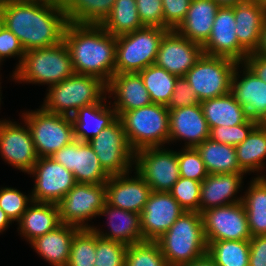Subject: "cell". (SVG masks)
Listing matches in <instances>:
<instances>
[{
    "mask_svg": "<svg viewBox=\"0 0 266 266\" xmlns=\"http://www.w3.org/2000/svg\"><path fill=\"white\" fill-rule=\"evenodd\" d=\"M3 25L25 51L58 45L69 23L62 3L9 0L1 5Z\"/></svg>",
    "mask_w": 266,
    "mask_h": 266,
    "instance_id": "1",
    "label": "cell"
},
{
    "mask_svg": "<svg viewBox=\"0 0 266 266\" xmlns=\"http://www.w3.org/2000/svg\"><path fill=\"white\" fill-rule=\"evenodd\" d=\"M63 41L69 49L75 74L93 76L109 83L115 74V36L100 24L69 22Z\"/></svg>",
    "mask_w": 266,
    "mask_h": 266,
    "instance_id": "2",
    "label": "cell"
},
{
    "mask_svg": "<svg viewBox=\"0 0 266 266\" xmlns=\"http://www.w3.org/2000/svg\"><path fill=\"white\" fill-rule=\"evenodd\" d=\"M168 266H183L207 254L202 215L185 211L157 241Z\"/></svg>",
    "mask_w": 266,
    "mask_h": 266,
    "instance_id": "3",
    "label": "cell"
},
{
    "mask_svg": "<svg viewBox=\"0 0 266 266\" xmlns=\"http://www.w3.org/2000/svg\"><path fill=\"white\" fill-rule=\"evenodd\" d=\"M74 74L69 49L64 41L47 48L25 51L20 65L10 76L18 83L58 84Z\"/></svg>",
    "mask_w": 266,
    "mask_h": 266,
    "instance_id": "4",
    "label": "cell"
},
{
    "mask_svg": "<svg viewBox=\"0 0 266 266\" xmlns=\"http://www.w3.org/2000/svg\"><path fill=\"white\" fill-rule=\"evenodd\" d=\"M47 91L41 107L71 117L78 109L103 101L107 97V84L99 78L74 73L47 87Z\"/></svg>",
    "mask_w": 266,
    "mask_h": 266,
    "instance_id": "5",
    "label": "cell"
},
{
    "mask_svg": "<svg viewBox=\"0 0 266 266\" xmlns=\"http://www.w3.org/2000/svg\"><path fill=\"white\" fill-rule=\"evenodd\" d=\"M130 147L137 151L146 147L166 146L169 140V109L151 103L124 112L119 117Z\"/></svg>",
    "mask_w": 266,
    "mask_h": 266,
    "instance_id": "6",
    "label": "cell"
},
{
    "mask_svg": "<svg viewBox=\"0 0 266 266\" xmlns=\"http://www.w3.org/2000/svg\"><path fill=\"white\" fill-rule=\"evenodd\" d=\"M168 29L143 26L116 37L115 73H139L155 63Z\"/></svg>",
    "mask_w": 266,
    "mask_h": 266,
    "instance_id": "7",
    "label": "cell"
},
{
    "mask_svg": "<svg viewBox=\"0 0 266 266\" xmlns=\"http://www.w3.org/2000/svg\"><path fill=\"white\" fill-rule=\"evenodd\" d=\"M21 118L30 130L38 157H51L75 140L70 116L50 113L40 107L24 111Z\"/></svg>",
    "mask_w": 266,
    "mask_h": 266,
    "instance_id": "8",
    "label": "cell"
},
{
    "mask_svg": "<svg viewBox=\"0 0 266 266\" xmlns=\"http://www.w3.org/2000/svg\"><path fill=\"white\" fill-rule=\"evenodd\" d=\"M237 64L229 58L202 54L184 77L201 102L230 92Z\"/></svg>",
    "mask_w": 266,
    "mask_h": 266,
    "instance_id": "9",
    "label": "cell"
},
{
    "mask_svg": "<svg viewBox=\"0 0 266 266\" xmlns=\"http://www.w3.org/2000/svg\"><path fill=\"white\" fill-rule=\"evenodd\" d=\"M151 191L169 192L180 177L177 150L165 146L135 151L134 167Z\"/></svg>",
    "mask_w": 266,
    "mask_h": 266,
    "instance_id": "10",
    "label": "cell"
},
{
    "mask_svg": "<svg viewBox=\"0 0 266 266\" xmlns=\"http://www.w3.org/2000/svg\"><path fill=\"white\" fill-rule=\"evenodd\" d=\"M88 143L110 176L134 171L135 151L128 143L119 117Z\"/></svg>",
    "mask_w": 266,
    "mask_h": 266,
    "instance_id": "11",
    "label": "cell"
},
{
    "mask_svg": "<svg viewBox=\"0 0 266 266\" xmlns=\"http://www.w3.org/2000/svg\"><path fill=\"white\" fill-rule=\"evenodd\" d=\"M105 203V184L76 183L58 203L61 224L91 228Z\"/></svg>",
    "mask_w": 266,
    "mask_h": 266,
    "instance_id": "12",
    "label": "cell"
},
{
    "mask_svg": "<svg viewBox=\"0 0 266 266\" xmlns=\"http://www.w3.org/2000/svg\"><path fill=\"white\" fill-rule=\"evenodd\" d=\"M201 215L206 242L252 238L243 202L210 208Z\"/></svg>",
    "mask_w": 266,
    "mask_h": 266,
    "instance_id": "13",
    "label": "cell"
},
{
    "mask_svg": "<svg viewBox=\"0 0 266 266\" xmlns=\"http://www.w3.org/2000/svg\"><path fill=\"white\" fill-rule=\"evenodd\" d=\"M28 174L35 178L31 190L35 202L58 204L77 183L73 173L51 157H39Z\"/></svg>",
    "mask_w": 266,
    "mask_h": 266,
    "instance_id": "14",
    "label": "cell"
},
{
    "mask_svg": "<svg viewBox=\"0 0 266 266\" xmlns=\"http://www.w3.org/2000/svg\"><path fill=\"white\" fill-rule=\"evenodd\" d=\"M22 120L23 123L10 119L0 121V156L5 163L28 174L39 157L30 130Z\"/></svg>",
    "mask_w": 266,
    "mask_h": 266,
    "instance_id": "15",
    "label": "cell"
},
{
    "mask_svg": "<svg viewBox=\"0 0 266 266\" xmlns=\"http://www.w3.org/2000/svg\"><path fill=\"white\" fill-rule=\"evenodd\" d=\"M51 158L71 171L77 183L105 184L110 178L88 142L75 139Z\"/></svg>",
    "mask_w": 266,
    "mask_h": 266,
    "instance_id": "16",
    "label": "cell"
},
{
    "mask_svg": "<svg viewBox=\"0 0 266 266\" xmlns=\"http://www.w3.org/2000/svg\"><path fill=\"white\" fill-rule=\"evenodd\" d=\"M184 212L169 192L152 191L140 213L144 241H157Z\"/></svg>",
    "mask_w": 266,
    "mask_h": 266,
    "instance_id": "17",
    "label": "cell"
},
{
    "mask_svg": "<svg viewBox=\"0 0 266 266\" xmlns=\"http://www.w3.org/2000/svg\"><path fill=\"white\" fill-rule=\"evenodd\" d=\"M235 25L234 6L219 7L211 35L202 46L203 54L243 63L249 53L238 43Z\"/></svg>",
    "mask_w": 266,
    "mask_h": 266,
    "instance_id": "18",
    "label": "cell"
},
{
    "mask_svg": "<svg viewBox=\"0 0 266 266\" xmlns=\"http://www.w3.org/2000/svg\"><path fill=\"white\" fill-rule=\"evenodd\" d=\"M202 54L200 44L181 36L176 30H169L160 43L154 64L177 77H182Z\"/></svg>",
    "mask_w": 266,
    "mask_h": 266,
    "instance_id": "19",
    "label": "cell"
},
{
    "mask_svg": "<svg viewBox=\"0 0 266 266\" xmlns=\"http://www.w3.org/2000/svg\"><path fill=\"white\" fill-rule=\"evenodd\" d=\"M230 93L245 109L249 119L261 123L266 118V82L244 63H238L234 70Z\"/></svg>",
    "mask_w": 266,
    "mask_h": 266,
    "instance_id": "20",
    "label": "cell"
},
{
    "mask_svg": "<svg viewBox=\"0 0 266 266\" xmlns=\"http://www.w3.org/2000/svg\"><path fill=\"white\" fill-rule=\"evenodd\" d=\"M130 174V176H129ZM112 175L105 183L106 203L123 210L140 214L148 200L151 188L135 171Z\"/></svg>",
    "mask_w": 266,
    "mask_h": 266,
    "instance_id": "21",
    "label": "cell"
},
{
    "mask_svg": "<svg viewBox=\"0 0 266 266\" xmlns=\"http://www.w3.org/2000/svg\"><path fill=\"white\" fill-rule=\"evenodd\" d=\"M210 136V129L199 104L169 109L168 145L184 141V148L196 147Z\"/></svg>",
    "mask_w": 266,
    "mask_h": 266,
    "instance_id": "22",
    "label": "cell"
},
{
    "mask_svg": "<svg viewBox=\"0 0 266 266\" xmlns=\"http://www.w3.org/2000/svg\"><path fill=\"white\" fill-rule=\"evenodd\" d=\"M108 98L120 117L124 112L152 103L139 73H115L107 84Z\"/></svg>",
    "mask_w": 266,
    "mask_h": 266,
    "instance_id": "23",
    "label": "cell"
},
{
    "mask_svg": "<svg viewBox=\"0 0 266 266\" xmlns=\"http://www.w3.org/2000/svg\"><path fill=\"white\" fill-rule=\"evenodd\" d=\"M245 174H209L200 187V214L210 208L242 202L243 196L237 194L243 188Z\"/></svg>",
    "mask_w": 266,
    "mask_h": 266,
    "instance_id": "24",
    "label": "cell"
},
{
    "mask_svg": "<svg viewBox=\"0 0 266 266\" xmlns=\"http://www.w3.org/2000/svg\"><path fill=\"white\" fill-rule=\"evenodd\" d=\"M98 216H106L109 219L106 223L109 228L108 232L91 225V229L99 237L127 246L144 241L140 227V214L105 203Z\"/></svg>",
    "mask_w": 266,
    "mask_h": 266,
    "instance_id": "25",
    "label": "cell"
},
{
    "mask_svg": "<svg viewBox=\"0 0 266 266\" xmlns=\"http://www.w3.org/2000/svg\"><path fill=\"white\" fill-rule=\"evenodd\" d=\"M111 102L106 97L101 102L78 109L71 116L76 140L89 142L118 118Z\"/></svg>",
    "mask_w": 266,
    "mask_h": 266,
    "instance_id": "26",
    "label": "cell"
},
{
    "mask_svg": "<svg viewBox=\"0 0 266 266\" xmlns=\"http://www.w3.org/2000/svg\"><path fill=\"white\" fill-rule=\"evenodd\" d=\"M266 15V7L255 0H245L234 6L238 43L248 52L256 51Z\"/></svg>",
    "mask_w": 266,
    "mask_h": 266,
    "instance_id": "27",
    "label": "cell"
},
{
    "mask_svg": "<svg viewBox=\"0 0 266 266\" xmlns=\"http://www.w3.org/2000/svg\"><path fill=\"white\" fill-rule=\"evenodd\" d=\"M79 229L74 225L61 224L55 230L36 237L29 244L51 266H67L71 244Z\"/></svg>",
    "mask_w": 266,
    "mask_h": 266,
    "instance_id": "28",
    "label": "cell"
},
{
    "mask_svg": "<svg viewBox=\"0 0 266 266\" xmlns=\"http://www.w3.org/2000/svg\"><path fill=\"white\" fill-rule=\"evenodd\" d=\"M219 6L213 0H192L184 21L176 31L203 46L211 35Z\"/></svg>",
    "mask_w": 266,
    "mask_h": 266,
    "instance_id": "29",
    "label": "cell"
},
{
    "mask_svg": "<svg viewBox=\"0 0 266 266\" xmlns=\"http://www.w3.org/2000/svg\"><path fill=\"white\" fill-rule=\"evenodd\" d=\"M17 224L20 236L30 243L61 225L58 204L33 201Z\"/></svg>",
    "mask_w": 266,
    "mask_h": 266,
    "instance_id": "30",
    "label": "cell"
},
{
    "mask_svg": "<svg viewBox=\"0 0 266 266\" xmlns=\"http://www.w3.org/2000/svg\"><path fill=\"white\" fill-rule=\"evenodd\" d=\"M236 155L238 164L246 175L257 172V177H266L262 173L266 168V126L258 123L247 138L236 146Z\"/></svg>",
    "mask_w": 266,
    "mask_h": 266,
    "instance_id": "31",
    "label": "cell"
},
{
    "mask_svg": "<svg viewBox=\"0 0 266 266\" xmlns=\"http://www.w3.org/2000/svg\"><path fill=\"white\" fill-rule=\"evenodd\" d=\"M209 129L218 126H234L243 124L248 116L245 109L229 92L223 96L200 102Z\"/></svg>",
    "mask_w": 266,
    "mask_h": 266,
    "instance_id": "32",
    "label": "cell"
},
{
    "mask_svg": "<svg viewBox=\"0 0 266 266\" xmlns=\"http://www.w3.org/2000/svg\"><path fill=\"white\" fill-rule=\"evenodd\" d=\"M195 148L209 174L245 173L238 164L235 146L208 138Z\"/></svg>",
    "mask_w": 266,
    "mask_h": 266,
    "instance_id": "33",
    "label": "cell"
},
{
    "mask_svg": "<svg viewBox=\"0 0 266 266\" xmlns=\"http://www.w3.org/2000/svg\"><path fill=\"white\" fill-rule=\"evenodd\" d=\"M243 196L251 236L266 235V177H253Z\"/></svg>",
    "mask_w": 266,
    "mask_h": 266,
    "instance_id": "34",
    "label": "cell"
},
{
    "mask_svg": "<svg viewBox=\"0 0 266 266\" xmlns=\"http://www.w3.org/2000/svg\"><path fill=\"white\" fill-rule=\"evenodd\" d=\"M114 4L115 0H62L67 21L77 24H101Z\"/></svg>",
    "mask_w": 266,
    "mask_h": 266,
    "instance_id": "35",
    "label": "cell"
},
{
    "mask_svg": "<svg viewBox=\"0 0 266 266\" xmlns=\"http://www.w3.org/2000/svg\"><path fill=\"white\" fill-rule=\"evenodd\" d=\"M100 25L115 37L142 28L136 0H115L112 11Z\"/></svg>",
    "mask_w": 266,
    "mask_h": 266,
    "instance_id": "36",
    "label": "cell"
},
{
    "mask_svg": "<svg viewBox=\"0 0 266 266\" xmlns=\"http://www.w3.org/2000/svg\"><path fill=\"white\" fill-rule=\"evenodd\" d=\"M207 254L217 266H249L250 244L242 240L207 242Z\"/></svg>",
    "mask_w": 266,
    "mask_h": 266,
    "instance_id": "37",
    "label": "cell"
},
{
    "mask_svg": "<svg viewBox=\"0 0 266 266\" xmlns=\"http://www.w3.org/2000/svg\"><path fill=\"white\" fill-rule=\"evenodd\" d=\"M139 74L152 103L168 106L178 77L155 64L141 70Z\"/></svg>",
    "mask_w": 266,
    "mask_h": 266,
    "instance_id": "38",
    "label": "cell"
},
{
    "mask_svg": "<svg viewBox=\"0 0 266 266\" xmlns=\"http://www.w3.org/2000/svg\"><path fill=\"white\" fill-rule=\"evenodd\" d=\"M96 233L91 228L79 229L73 238L67 266H94Z\"/></svg>",
    "mask_w": 266,
    "mask_h": 266,
    "instance_id": "39",
    "label": "cell"
},
{
    "mask_svg": "<svg viewBox=\"0 0 266 266\" xmlns=\"http://www.w3.org/2000/svg\"><path fill=\"white\" fill-rule=\"evenodd\" d=\"M125 266H168L156 241L127 246Z\"/></svg>",
    "mask_w": 266,
    "mask_h": 266,
    "instance_id": "40",
    "label": "cell"
},
{
    "mask_svg": "<svg viewBox=\"0 0 266 266\" xmlns=\"http://www.w3.org/2000/svg\"><path fill=\"white\" fill-rule=\"evenodd\" d=\"M201 183L192 179L179 177L169 193L185 211L200 213Z\"/></svg>",
    "mask_w": 266,
    "mask_h": 266,
    "instance_id": "41",
    "label": "cell"
},
{
    "mask_svg": "<svg viewBox=\"0 0 266 266\" xmlns=\"http://www.w3.org/2000/svg\"><path fill=\"white\" fill-rule=\"evenodd\" d=\"M29 194L25 195L13 187L5 186L0 188V208L13 223L14 221L17 223L20 221L28 206L33 202L32 195L31 193Z\"/></svg>",
    "mask_w": 266,
    "mask_h": 266,
    "instance_id": "42",
    "label": "cell"
},
{
    "mask_svg": "<svg viewBox=\"0 0 266 266\" xmlns=\"http://www.w3.org/2000/svg\"><path fill=\"white\" fill-rule=\"evenodd\" d=\"M127 245L107 240L96 234V257L94 266H125Z\"/></svg>",
    "mask_w": 266,
    "mask_h": 266,
    "instance_id": "43",
    "label": "cell"
},
{
    "mask_svg": "<svg viewBox=\"0 0 266 266\" xmlns=\"http://www.w3.org/2000/svg\"><path fill=\"white\" fill-rule=\"evenodd\" d=\"M177 157L180 177L202 182L209 175L196 148L183 147L177 151Z\"/></svg>",
    "mask_w": 266,
    "mask_h": 266,
    "instance_id": "44",
    "label": "cell"
},
{
    "mask_svg": "<svg viewBox=\"0 0 266 266\" xmlns=\"http://www.w3.org/2000/svg\"><path fill=\"white\" fill-rule=\"evenodd\" d=\"M258 124L256 120L247 119L243 124L234 126H218L210 129L209 138L227 145L237 146L243 142L251 130Z\"/></svg>",
    "mask_w": 266,
    "mask_h": 266,
    "instance_id": "45",
    "label": "cell"
},
{
    "mask_svg": "<svg viewBox=\"0 0 266 266\" xmlns=\"http://www.w3.org/2000/svg\"><path fill=\"white\" fill-rule=\"evenodd\" d=\"M192 0H162L164 29L176 30L184 21Z\"/></svg>",
    "mask_w": 266,
    "mask_h": 266,
    "instance_id": "46",
    "label": "cell"
},
{
    "mask_svg": "<svg viewBox=\"0 0 266 266\" xmlns=\"http://www.w3.org/2000/svg\"><path fill=\"white\" fill-rule=\"evenodd\" d=\"M136 5L143 26L164 29L162 0H136Z\"/></svg>",
    "mask_w": 266,
    "mask_h": 266,
    "instance_id": "47",
    "label": "cell"
},
{
    "mask_svg": "<svg viewBox=\"0 0 266 266\" xmlns=\"http://www.w3.org/2000/svg\"><path fill=\"white\" fill-rule=\"evenodd\" d=\"M24 54L25 50L17 36L2 25L0 28V65L3 64V61H5L6 58L17 57V59H19L15 67L16 69L20 65Z\"/></svg>",
    "mask_w": 266,
    "mask_h": 266,
    "instance_id": "48",
    "label": "cell"
},
{
    "mask_svg": "<svg viewBox=\"0 0 266 266\" xmlns=\"http://www.w3.org/2000/svg\"><path fill=\"white\" fill-rule=\"evenodd\" d=\"M199 103L200 102L186 77H178L170 102L167 106L168 109L190 107Z\"/></svg>",
    "mask_w": 266,
    "mask_h": 266,
    "instance_id": "49",
    "label": "cell"
},
{
    "mask_svg": "<svg viewBox=\"0 0 266 266\" xmlns=\"http://www.w3.org/2000/svg\"><path fill=\"white\" fill-rule=\"evenodd\" d=\"M249 244V266H266V235L253 236Z\"/></svg>",
    "mask_w": 266,
    "mask_h": 266,
    "instance_id": "50",
    "label": "cell"
},
{
    "mask_svg": "<svg viewBox=\"0 0 266 266\" xmlns=\"http://www.w3.org/2000/svg\"><path fill=\"white\" fill-rule=\"evenodd\" d=\"M258 78L266 82V56L249 53L243 62Z\"/></svg>",
    "mask_w": 266,
    "mask_h": 266,
    "instance_id": "51",
    "label": "cell"
},
{
    "mask_svg": "<svg viewBox=\"0 0 266 266\" xmlns=\"http://www.w3.org/2000/svg\"><path fill=\"white\" fill-rule=\"evenodd\" d=\"M254 53L266 56V15L263 21L259 45Z\"/></svg>",
    "mask_w": 266,
    "mask_h": 266,
    "instance_id": "52",
    "label": "cell"
},
{
    "mask_svg": "<svg viewBox=\"0 0 266 266\" xmlns=\"http://www.w3.org/2000/svg\"><path fill=\"white\" fill-rule=\"evenodd\" d=\"M183 266H217L214 261L208 256V254L203 257L190 262L189 264H185Z\"/></svg>",
    "mask_w": 266,
    "mask_h": 266,
    "instance_id": "53",
    "label": "cell"
},
{
    "mask_svg": "<svg viewBox=\"0 0 266 266\" xmlns=\"http://www.w3.org/2000/svg\"><path fill=\"white\" fill-rule=\"evenodd\" d=\"M12 223L8 215L0 208V233L6 231Z\"/></svg>",
    "mask_w": 266,
    "mask_h": 266,
    "instance_id": "54",
    "label": "cell"
},
{
    "mask_svg": "<svg viewBox=\"0 0 266 266\" xmlns=\"http://www.w3.org/2000/svg\"><path fill=\"white\" fill-rule=\"evenodd\" d=\"M219 7H233L245 0H213Z\"/></svg>",
    "mask_w": 266,
    "mask_h": 266,
    "instance_id": "55",
    "label": "cell"
},
{
    "mask_svg": "<svg viewBox=\"0 0 266 266\" xmlns=\"http://www.w3.org/2000/svg\"><path fill=\"white\" fill-rule=\"evenodd\" d=\"M22 1H40L46 3H62V0H22Z\"/></svg>",
    "mask_w": 266,
    "mask_h": 266,
    "instance_id": "56",
    "label": "cell"
},
{
    "mask_svg": "<svg viewBox=\"0 0 266 266\" xmlns=\"http://www.w3.org/2000/svg\"><path fill=\"white\" fill-rule=\"evenodd\" d=\"M3 25V18H2V12H1V6H0V28Z\"/></svg>",
    "mask_w": 266,
    "mask_h": 266,
    "instance_id": "57",
    "label": "cell"
},
{
    "mask_svg": "<svg viewBox=\"0 0 266 266\" xmlns=\"http://www.w3.org/2000/svg\"><path fill=\"white\" fill-rule=\"evenodd\" d=\"M255 1L266 7V0H255Z\"/></svg>",
    "mask_w": 266,
    "mask_h": 266,
    "instance_id": "58",
    "label": "cell"
},
{
    "mask_svg": "<svg viewBox=\"0 0 266 266\" xmlns=\"http://www.w3.org/2000/svg\"><path fill=\"white\" fill-rule=\"evenodd\" d=\"M1 88H2V87H1V82H0V105H1V101H2V94H1L2 92H1ZM0 108H1V106H0ZM0 121H1V120H0Z\"/></svg>",
    "mask_w": 266,
    "mask_h": 266,
    "instance_id": "59",
    "label": "cell"
},
{
    "mask_svg": "<svg viewBox=\"0 0 266 266\" xmlns=\"http://www.w3.org/2000/svg\"><path fill=\"white\" fill-rule=\"evenodd\" d=\"M7 1H9V0H0V6L5 4Z\"/></svg>",
    "mask_w": 266,
    "mask_h": 266,
    "instance_id": "60",
    "label": "cell"
},
{
    "mask_svg": "<svg viewBox=\"0 0 266 266\" xmlns=\"http://www.w3.org/2000/svg\"><path fill=\"white\" fill-rule=\"evenodd\" d=\"M261 124L266 126V118L261 122Z\"/></svg>",
    "mask_w": 266,
    "mask_h": 266,
    "instance_id": "61",
    "label": "cell"
}]
</instances>
